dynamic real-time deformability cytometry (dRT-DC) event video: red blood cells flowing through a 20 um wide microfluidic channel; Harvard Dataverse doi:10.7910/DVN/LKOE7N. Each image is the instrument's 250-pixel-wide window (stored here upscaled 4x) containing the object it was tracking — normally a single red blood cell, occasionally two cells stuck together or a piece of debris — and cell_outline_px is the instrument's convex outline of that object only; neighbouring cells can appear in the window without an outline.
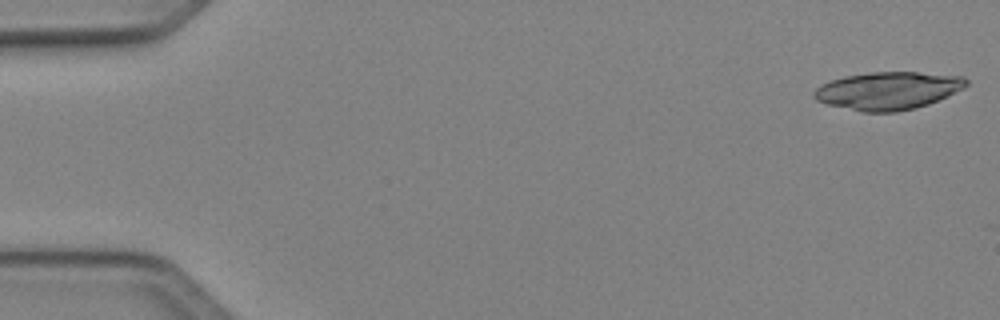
{"species": "Egyptian fruit bat (a non-hibernating species)", "species_latin": "Rousettus aegyptiacus", "temperature_condition": "cold", "stored_images_in_passage": 7, "camera_frame_rate_fps": 3000, "um_per_image_px": 0.085, "animal": {"sex": "female"}, "frame": {"image": 1, "passage_image": 1, "time_ms": 0.0, "image_size_px": [1000, 320], "cell_outline_px": [[968, 84], [964, 88], [928, 104], [916, 108], [896, 112], [860, 112], [828, 104], [816, 100], [812, 96], [812, 92], [820, 84], [844, 76], [872, 72], [916, 72], [964, 76], [968, 80]], "centroid_in_image_um": [75.46, 7.71], "position_along_channel_um": 9.5, "area_um2": 33.58}}